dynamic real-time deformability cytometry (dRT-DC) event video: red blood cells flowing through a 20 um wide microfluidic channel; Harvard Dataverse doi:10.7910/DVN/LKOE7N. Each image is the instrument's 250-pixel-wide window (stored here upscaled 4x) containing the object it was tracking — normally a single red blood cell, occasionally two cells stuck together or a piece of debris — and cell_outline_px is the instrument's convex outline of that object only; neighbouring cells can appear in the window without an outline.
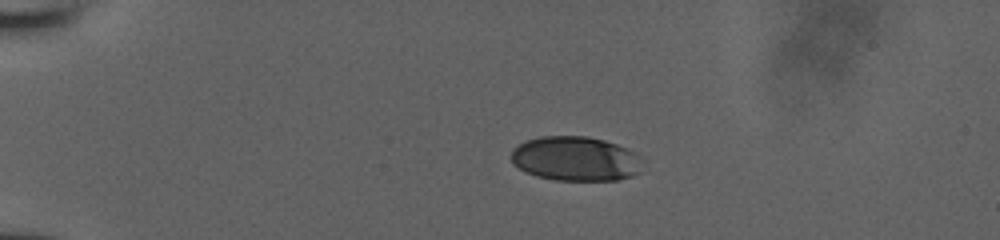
{"species": "human", "species_latin": "Homo sapiens", "temperature_condition": "room temperature", "stored_images_in_passage": 41, "camera_frame_rate_fps": 3000, "um_per_image_px": 0.085, "donor": {"sex": "male"}, "frame": {"image": 1, "passage_image": 1, "time_ms": 0.0, "image_size_px": [1000, 240], "cell_outline_px": [[640, 172], [632, 176], [616, 180], [556, 180], [536, 176], [524, 172], [512, 164], [512, 148], [528, 140], [540, 136], [588, 136], [604, 140], [628, 148], [632, 152]], "centroid_in_image_um": [48.83, 13.49], "position_along_channel_um": 36.2, "area_um2": 33.64}}
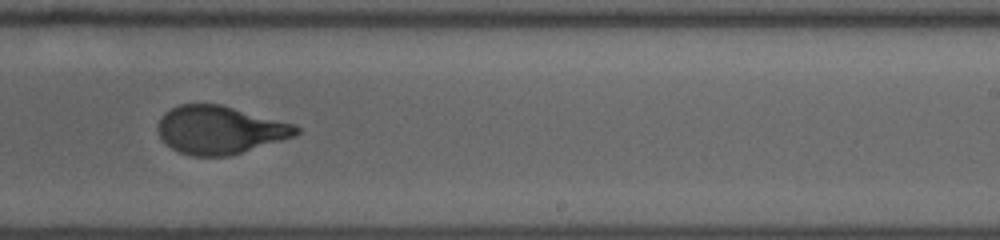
{"frame": {"image": 2, "passage_image": 23, "time_ms": 7.333, "image_size_px": [1000, 240], "cell_outline_px": [[300, 132], [296, 136], [232, 156], [192, 156], [180, 152], [164, 144], [156, 128], [156, 124], [164, 112], [180, 104], [220, 104], [296, 124], [300, 128]], "centroid_in_image_um": [18.69, 11.05], "position_along_channel_um": 270.3, "area_um2": 39.19}}
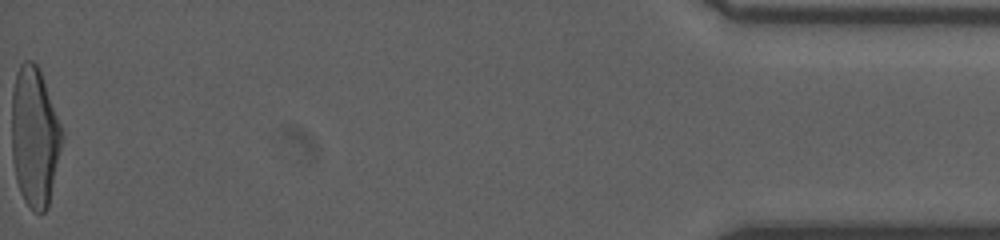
{"frame": {"image": 3, "passage_image": 41, "time_ms": 13.333, "image_size_px": [1000, 240], "cell_outline_px": [[64, 136], [48, 208], [44, 212], [36, 212], [24, 200], [20, 192], [16, 180], [12, 160], [12, 92], [16, 72], [20, 64], [24, 60], [32, 60], [40, 68], [64, 132]], "centroid_in_image_um": [2.95, 11.59], "position_along_channel_um": 432.2, "area_um2": 41.38}}